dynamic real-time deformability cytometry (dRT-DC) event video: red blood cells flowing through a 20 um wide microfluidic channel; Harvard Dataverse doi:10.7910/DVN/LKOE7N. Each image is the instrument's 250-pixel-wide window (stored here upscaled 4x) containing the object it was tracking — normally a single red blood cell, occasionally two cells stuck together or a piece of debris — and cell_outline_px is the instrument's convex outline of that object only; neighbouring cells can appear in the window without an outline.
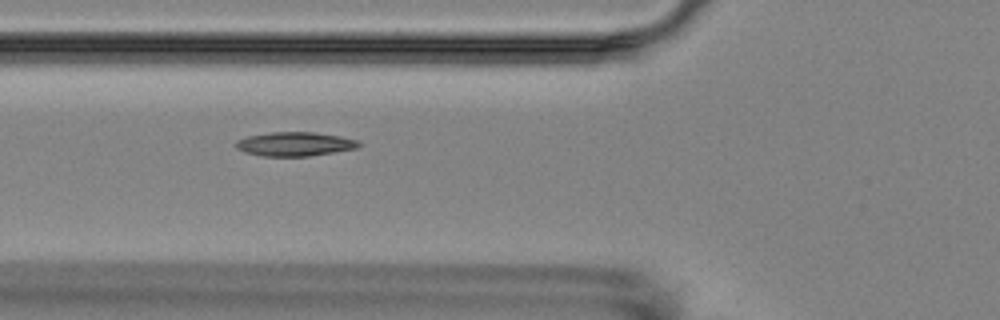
{"species": "Egyptian fruit bat (a non-hibernating species)", "species_latin": "Rousettus aegyptiacus", "temperature_condition": "room temperature", "stored_images_in_passage": 7, "camera_frame_rate_fps": 3000, "um_per_image_px": 0.085, "animal": {"sex": "female"}, "frame": {"image": 1, "passage_image": 4, "time_ms": 3.333, "image_size_px": [1000, 320], "cell_outline_px": [[364, 144], [360, 148], [308, 156], [260, 156], [244, 152], [236, 148], [232, 144], [236, 140], [248, 136], [272, 132], [316, 132], [340, 136], [360, 140]], "centroid_in_image_um": [25.09, 12.24], "position_along_channel_um": 100.7, "area_um2": 17.57}}
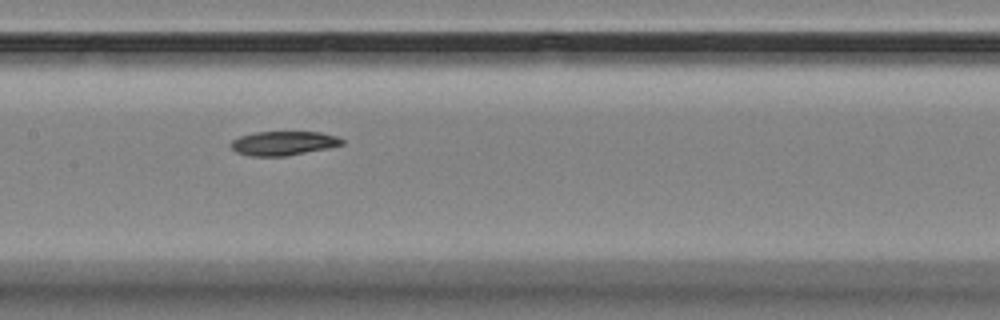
{"frame": {"image": 2, "passage_image": 6, "time_ms": 5.667, "image_size_px": [1000, 320], "cell_outline_px": [[344, 144], [328, 148], [284, 156], [248, 156], [236, 152], [228, 144], [232, 140], [240, 136], [256, 132], [320, 132], [336, 136], [344, 140]], "centroid_in_image_um": [24.06, 12.17], "position_along_channel_um": 183.3, "area_um2": 15.61}}
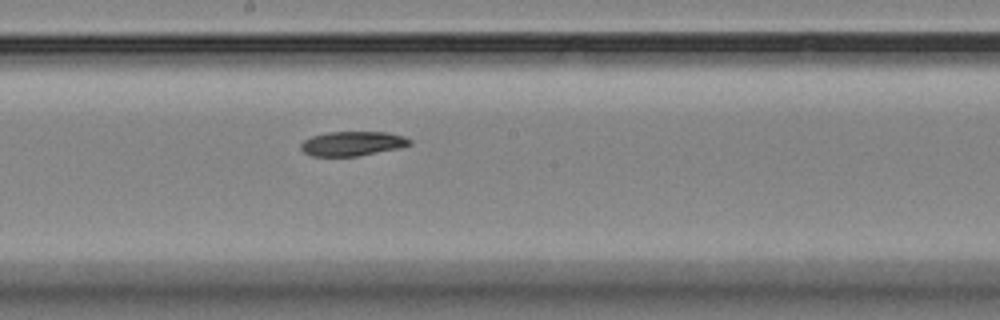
{"frame": {"image": 3, "passage_image": 7, "time_ms": 6.667, "image_size_px": [1000, 320], "cell_outline_px": [[412, 144], [400, 148], [356, 156], [312, 156], [304, 152], [300, 148], [300, 144], [304, 140], [312, 136], [328, 132], [388, 132], [404, 136], [412, 140]], "centroid_in_image_um": [29.97, 12.2], "position_along_channel_um": 218.2, "area_um2": 15.55}}